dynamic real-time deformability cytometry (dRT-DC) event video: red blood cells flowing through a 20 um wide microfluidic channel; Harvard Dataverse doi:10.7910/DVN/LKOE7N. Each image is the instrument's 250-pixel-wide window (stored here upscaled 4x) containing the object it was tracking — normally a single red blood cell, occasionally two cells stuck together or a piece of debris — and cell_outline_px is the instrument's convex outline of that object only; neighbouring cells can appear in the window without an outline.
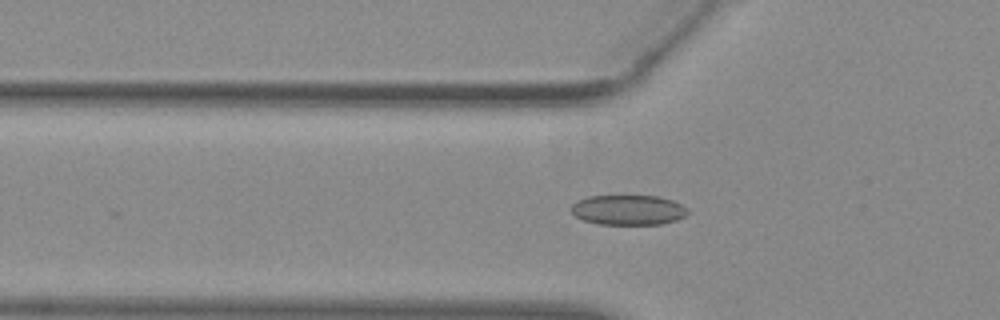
{"species": "common noctule bat (a hibernating species)", "species_latin": "Nyctalus noctula", "temperature_condition": "warm", "stored_images_in_passage": 21, "camera_frame_rate_fps": 3000, "um_per_image_px": 0.085, "animal": {"sex": "female", "body_mass_g": 29.2, "forearm_length_mm": 56.3}, "frame": {"image": 1, "passage_image": 4, "time_ms": 1.0, "image_size_px": [1000, 320], "cell_outline_px": [[688, 212], [684, 216], [676, 220], [660, 224], [596, 224], [584, 220], [576, 216], [572, 212], [572, 204], [576, 200], [588, 196], [660, 196], [672, 200], [680, 204]], "centroid_in_image_um": [53.36, 17.84], "position_along_channel_um": 72.4, "area_um2": 20.23}}
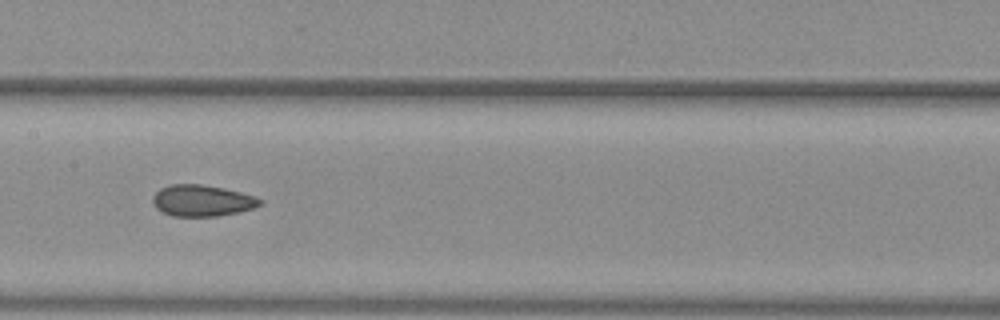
{"frame": {"image": 2, "passage_image": 13, "time_ms": 4.0, "image_size_px": [1000, 320], "cell_outline_px": [[264, 204], [256, 208], [240, 212], [216, 216], [172, 216], [160, 212], [156, 208], [152, 200], [152, 196], [160, 188], [172, 184], [200, 184], [240, 192], [264, 200]], "centroid_in_image_um": [17.18, 17.07], "position_along_channel_um": 190.2, "area_um2": 19.71}}
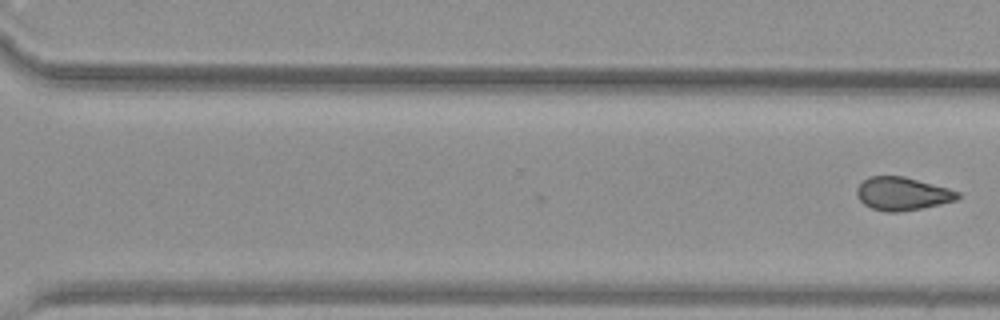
{"frame": {"image": 3, "passage_image": 21, "time_ms": 6.667, "image_size_px": [1000, 320], "cell_outline_px": [[960, 196], [956, 200], [940, 204], [900, 212], [888, 212], [872, 208], [864, 204], [856, 196], [856, 188], [868, 176], [904, 176], [948, 188], [960, 192]], "centroid_in_image_um": [76.68, 16.46], "position_along_channel_um": 293.9, "area_um2": 19.42}}